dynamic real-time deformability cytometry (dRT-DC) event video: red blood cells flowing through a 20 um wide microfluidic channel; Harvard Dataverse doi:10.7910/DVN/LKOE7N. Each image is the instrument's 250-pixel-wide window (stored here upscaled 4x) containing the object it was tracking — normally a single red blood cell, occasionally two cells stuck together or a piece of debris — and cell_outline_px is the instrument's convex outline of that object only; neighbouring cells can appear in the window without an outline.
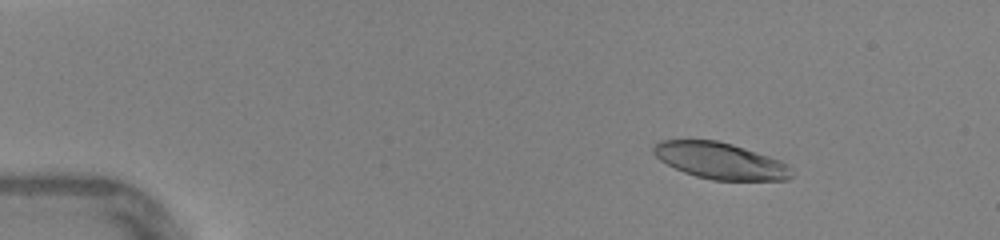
{"species": "human", "species_latin": "Homo sapiens", "temperature_condition": "warm", "stored_images_in_passage": 47, "camera_frame_rate_fps": 3000, "um_per_image_px": 0.085, "donor": {"sex": "female"}, "frame": {"image": 1, "passage_image": 7, "time_ms": 2.0, "image_size_px": [1000, 240], "cell_outline_px": [[792, 176], [788, 180], [712, 180], [696, 176], [684, 172], [660, 160], [652, 152], [652, 148], [660, 140], [716, 140], [732, 144], [780, 160], [788, 164], [792, 168]], "centroid_in_image_um": [61.24, 13.67], "position_along_channel_um": 23.8, "area_um2": 29.19}}
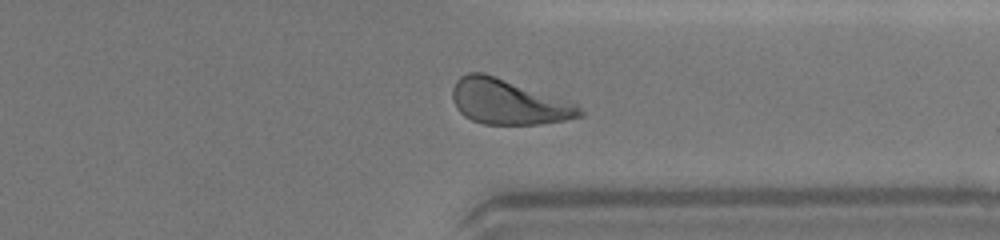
{"frame": {"image": 2, "passage_image": 37, "time_ms": 12.0, "image_size_px": [1000, 240], "cell_outline_px": [[584, 116], [564, 120], [540, 124], [484, 124], [472, 120], [464, 116], [456, 108], [452, 96], [452, 88], [456, 80], [460, 76], [468, 72], [484, 72], [580, 104], [584, 112]], "centroid_in_image_um": [43.23, 8.65], "position_along_channel_um": 368.2, "area_um2": 33.76}}
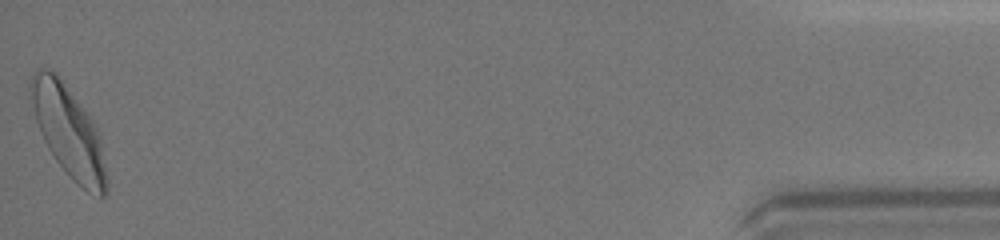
{"frame": {"image": 3, "passage_image": 47, "time_ms": 15.333, "image_size_px": [1000, 240], "cell_outline_px": [[108, 192], [104, 196], [100, 196], [88, 192], [56, 160], [48, 148], [44, 140], [36, 120], [28, 88], [28, 84], [32, 72], [36, 68], [44, 68], [56, 72], [92, 120], [100, 132], [108, 180]], "centroid_in_image_um": [5.83, 11.13], "position_along_channel_um": 429.4, "area_um2": 39.82}, "authors_computed_cell_mechanics": {"area_um2": 32.5992, "velocity_mm_per_s": 4.3468, "shape_relaxation_time_tau1_ms": 2.2917, "shape_relaxation_time_tau2_ms": 1.4056, "deformation_change_tau1": 0.1638, "deformation_change_tau2": 0.0652}}